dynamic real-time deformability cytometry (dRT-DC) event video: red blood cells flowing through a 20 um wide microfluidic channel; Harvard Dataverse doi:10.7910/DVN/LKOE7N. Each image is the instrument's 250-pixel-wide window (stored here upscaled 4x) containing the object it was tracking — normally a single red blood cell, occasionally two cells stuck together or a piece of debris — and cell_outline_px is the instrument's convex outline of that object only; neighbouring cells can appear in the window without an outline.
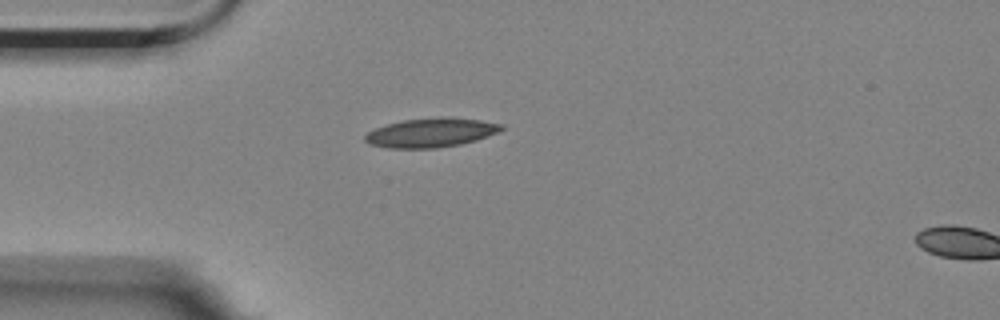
{"species": "Egyptian fruit bat (a non-hibernating species)", "species_latin": "Rousettus aegyptiacus", "temperature_condition": "room temperature", "stored_images_in_passage": 2, "segment_of_instrument_passage": [1, 2], "camera_frame_rate_fps": 3000, "um_per_image_px": 0.085, "animal": {"sex": "female"}, "frame": {"image": 1, "passage_image": 1, "time_ms": 0.0, "image_size_px": [1000, 320], "cell_outline_px": [[504, 128], [500, 132], [476, 140], [460, 144], [436, 148], [388, 148], [368, 144], [364, 140], [364, 136], [368, 132], [376, 128], [388, 124], [404, 120], [440, 116], [444, 116], [480, 120], [504, 124]], "centroid_in_image_um": [36.66, 11.27], "position_along_channel_um": 48.3, "area_um2": 23.29}}